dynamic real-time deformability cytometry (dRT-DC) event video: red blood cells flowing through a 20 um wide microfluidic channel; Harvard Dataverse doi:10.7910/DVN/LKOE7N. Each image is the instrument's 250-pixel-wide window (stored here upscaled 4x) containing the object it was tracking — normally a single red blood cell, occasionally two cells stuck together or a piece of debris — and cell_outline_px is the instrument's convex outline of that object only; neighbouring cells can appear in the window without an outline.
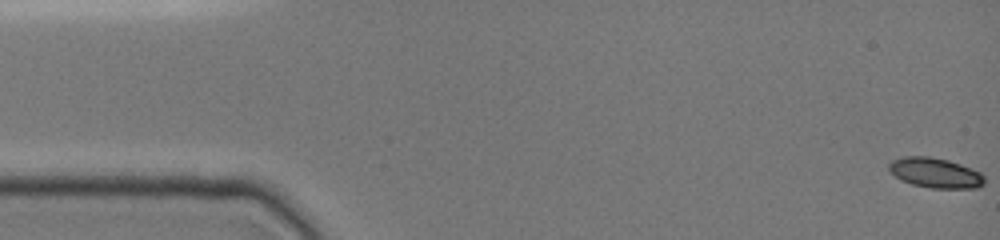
{"species": "common noctule bat (a hibernating species)", "species_latin": "Nyctalus noctula", "temperature_condition": "cold", "stored_images_in_passage": 68, "camera_frame_rate_fps": 3000, "um_per_image_px": 0.085, "animal": {"sex": "female", "body_mass_g": 19.0, "forearm_length_mm": 51.5}, "frame": {"image": 1, "passage_image": 1, "time_ms": 0.0, "image_size_px": [1000, 240], "cell_outline_px": [[984, 184], [976, 188], [928, 188], [912, 184], [896, 176], [888, 168], [888, 164], [892, 160], [904, 156], [928, 156], [948, 160], [960, 164], [980, 172], [984, 176]], "centroid_in_image_um": [79.51, 14.69], "position_along_channel_um": 5.5, "area_um2": 16.59}}
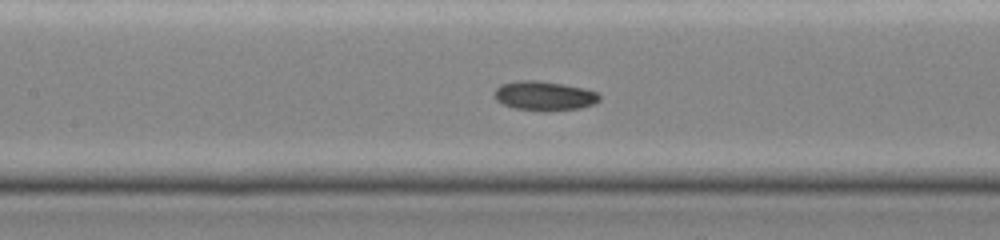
{"frame": {"image": 2, "passage_image": 26, "time_ms": 7.333, "image_size_px": [1000, 240], "cell_outline_px": [[600, 100], [592, 104], [580, 108], [544, 112], [516, 108], [504, 104], [496, 100], [492, 96], [496, 88], [500, 84], [516, 80], [536, 80], [564, 84], [584, 88], [596, 92], [600, 96]], "centroid_in_image_um": [46.23, 8.14], "position_along_channel_um": 161.2, "area_um2": 18.15}}
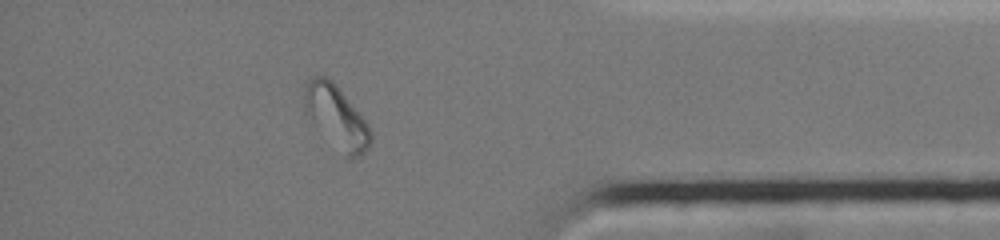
{"frame": {"image": 3, "passage_image": 61, "time_ms": 14.0, "image_size_px": [1000, 240], "cell_outline_px": [[372, 144], [360, 156], [348, 156], [316, 128], [304, 112], [304, 84], [308, 76], [324, 76], [332, 80], [336, 84], [368, 124], [372, 132]], "centroid_in_image_um": [28.56, 9.87], "position_along_channel_um": 406.6, "area_um2": 24.04}, "authors_computed_cell_mechanics": {"area_um2": 17.5134, "velocity_mm_per_s": 3.9133, "shape_relaxation_time_tau1_ms": 5.3799, "shape_relaxation_time_tau2_ms": null, "deformation_change_tau1": 0.1296, "deformation_change_tau2": null}}